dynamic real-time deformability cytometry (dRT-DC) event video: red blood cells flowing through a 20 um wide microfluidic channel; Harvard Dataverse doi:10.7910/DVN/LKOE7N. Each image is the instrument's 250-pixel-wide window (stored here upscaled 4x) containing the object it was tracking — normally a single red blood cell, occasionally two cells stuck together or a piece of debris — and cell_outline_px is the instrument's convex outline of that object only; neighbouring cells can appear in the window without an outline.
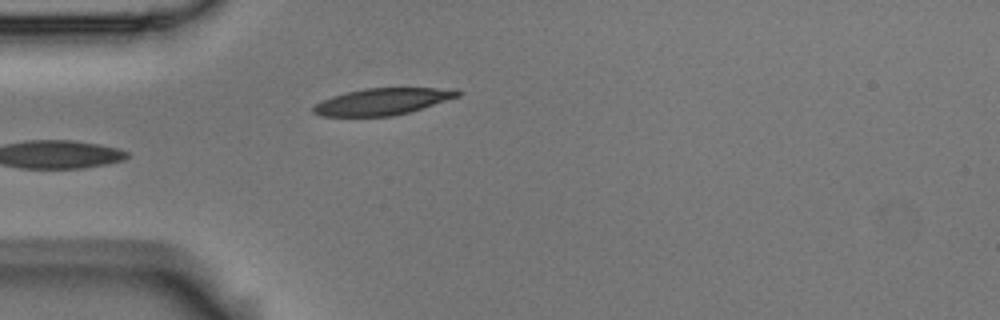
{"species": "Egyptian fruit bat (a non-hibernating species)", "species_latin": "Rousettus aegyptiacus", "temperature_condition": "room temperature", "stored_images_in_passage": 3, "camera_frame_rate_fps": 3000, "um_per_image_px": 0.085, "animal": {"sex": "male"}, "frame": {"image": 1, "passage_image": 3, "time_ms": 0.667, "image_size_px": [1000, 320], "cell_outline_px": [[464, 92], [460, 96], [408, 112], [392, 116], [324, 116], [312, 112], [312, 108], [316, 104], [332, 96], [364, 88], [460, 88]], "centroid_in_image_um": [32.58, 8.61], "position_along_channel_um": 52.4, "area_um2": 22.31}}